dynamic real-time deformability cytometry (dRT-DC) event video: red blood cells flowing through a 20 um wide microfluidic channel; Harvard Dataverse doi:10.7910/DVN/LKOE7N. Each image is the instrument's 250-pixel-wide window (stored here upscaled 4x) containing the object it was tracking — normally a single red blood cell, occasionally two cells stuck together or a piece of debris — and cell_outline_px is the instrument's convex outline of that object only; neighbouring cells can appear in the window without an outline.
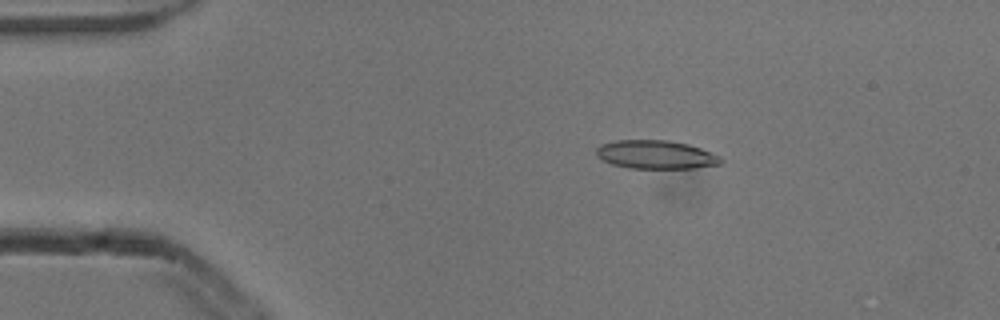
{"species": "common noctule bat (a hibernating species)", "species_latin": "Nyctalus noctula", "temperature_condition": "cold", "stored_images_in_passage": 4, "camera_frame_rate_fps": 3000, "um_per_image_px": 0.085, "animal": {"sex": "male", "body_mass_g": 13.3}, "frame": {"image": 1, "passage_image": 3, "time_ms": 0.667, "image_size_px": [1000, 320], "cell_outline_px": [[724, 164], [692, 168], [628, 168], [612, 164], [596, 156], [596, 148], [600, 144], [616, 140], [668, 140], [688, 144], [712, 152], [720, 156], [724, 160]], "centroid_in_image_um": [55.77, 13.14], "position_along_channel_um": 29.2, "area_um2": 20.87}}